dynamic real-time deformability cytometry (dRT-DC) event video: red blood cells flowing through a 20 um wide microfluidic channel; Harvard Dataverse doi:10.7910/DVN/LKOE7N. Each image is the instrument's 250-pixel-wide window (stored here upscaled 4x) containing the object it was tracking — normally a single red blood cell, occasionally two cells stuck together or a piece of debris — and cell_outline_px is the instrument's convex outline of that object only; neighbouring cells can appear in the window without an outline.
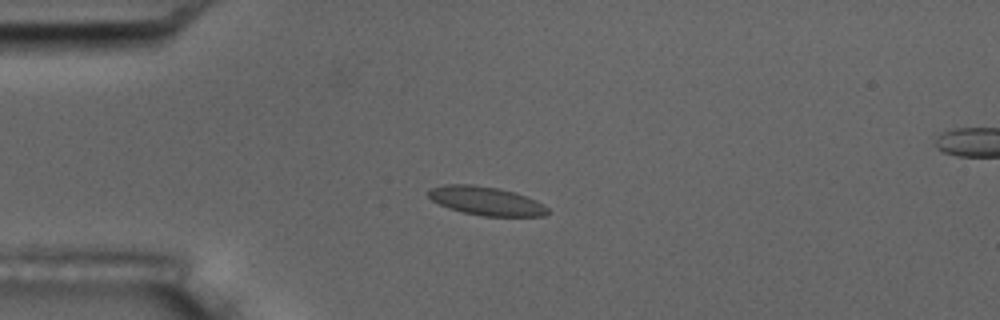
{"species": "common noctule bat (a hibernating species)", "species_latin": "Nyctalus noctula", "temperature_condition": "room temperature", "stored_images_in_passage": 7, "camera_frame_rate_fps": 3000, "um_per_image_px": 0.085, "animal": {"sex": "male", "body_mass_g": 17.5, "forearm_length_mm": 52.3}, "frame": {"image": 1, "passage_image": 4, "time_ms": 4.333, "image_size_px": [1000, 320], "cell_outline_px": [[548, 212], [544, 216], [484, 216], [464, 212], [448, 208], [432, 200], [428, 196], [428, 188], [444, 184], [472, 184], [500, 188], [516, 192], [536, 200], [548, 208]], "centroid_in_image_um": [41.3, 17.06], "position_along_channel_um": 43.7, "area_um2": 20.0}}